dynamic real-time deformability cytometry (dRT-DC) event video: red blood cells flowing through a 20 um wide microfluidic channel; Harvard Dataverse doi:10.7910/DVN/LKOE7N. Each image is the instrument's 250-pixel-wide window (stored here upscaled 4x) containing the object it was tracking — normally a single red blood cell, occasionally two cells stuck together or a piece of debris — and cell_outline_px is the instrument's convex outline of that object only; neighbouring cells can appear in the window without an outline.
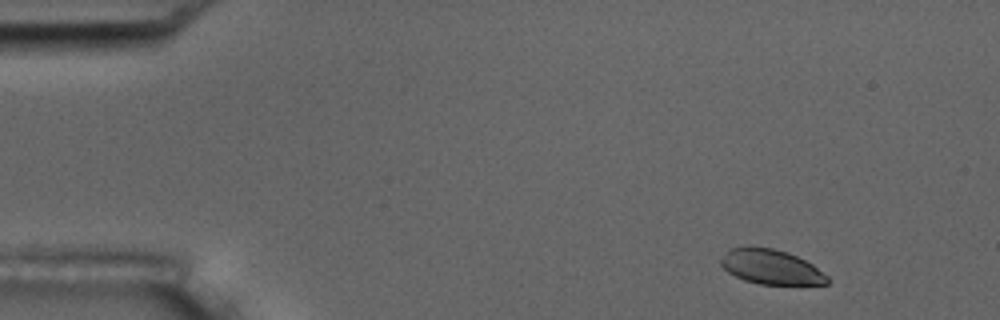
{"species": "common noctule bat (a hibernating species)", "species_latin": "Nyctalus noctula", "temperature_condition": "room temperature", "stored_images_in_passage": 5, "camera_frame_rate_fps": 3000, "um_per_image_px": 0.085, "animal": {"sex": "male", "body_mass_g": 17.5, "forearm_length_mm": 52.3}, "frame": {"image": 1, "passage_image": 1, "time_ms": 0.0, "image_size_px": [1000, 320], "cell_outline_px": [[828, 284], [760, 284], [744, 280], [728, 272], [720, 264], [720, 260], [732, 248], [772, 248], [788, 252], [812, 264], [828, 276]], "centroid_in_image_um": [65.57, 22.71], "position_along_channel_um": 19.4, "area_um2": 20.98}}